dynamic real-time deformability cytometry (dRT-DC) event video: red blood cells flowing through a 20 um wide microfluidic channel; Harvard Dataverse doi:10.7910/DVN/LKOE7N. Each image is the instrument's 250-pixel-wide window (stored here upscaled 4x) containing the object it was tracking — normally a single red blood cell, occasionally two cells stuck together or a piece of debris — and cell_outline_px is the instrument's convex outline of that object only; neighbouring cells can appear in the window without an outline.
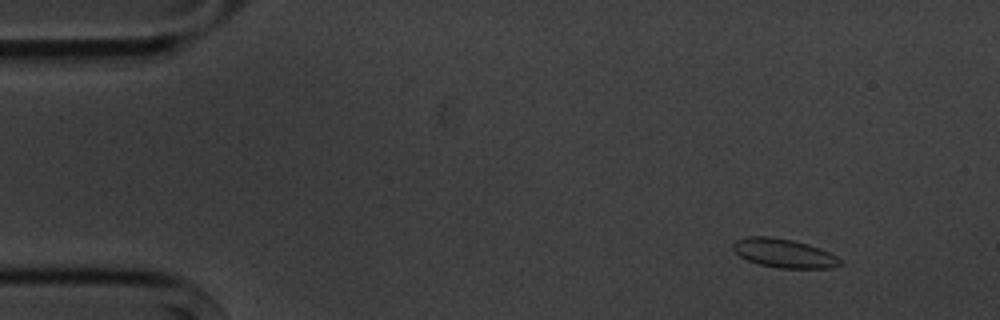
{"species": "common noctule bat (a hibernating species)", "species_latin": "Nyctalus noctula", "temperature_condition": "cold", "stored_images_in_passage": 5, "camera_frame_rate_fps": 3000, "um_per_image_px": 0.085, "animal": {"sex": "male", "body_mass_g": 20.1, "forearm_length_mm": 53.5}, "frame": {"image": 1, "passage_image": 2, "time_ms": 1.333, "image_size_px": [1000, 320], "cell_outline_px": [[844, 264], [828, 268], [776, 268], [760, 264], [748, 260], [740, 256], [732, 248], [732, 244], [736, 240], [748, 236], [772, 236], [792, 240], [808, 244], [820, 248], [836, 256]], "centroid_in_image_um": [66.62, 21.52], "position_along_channel_um": 18.4, "area_um2": 17.98}}
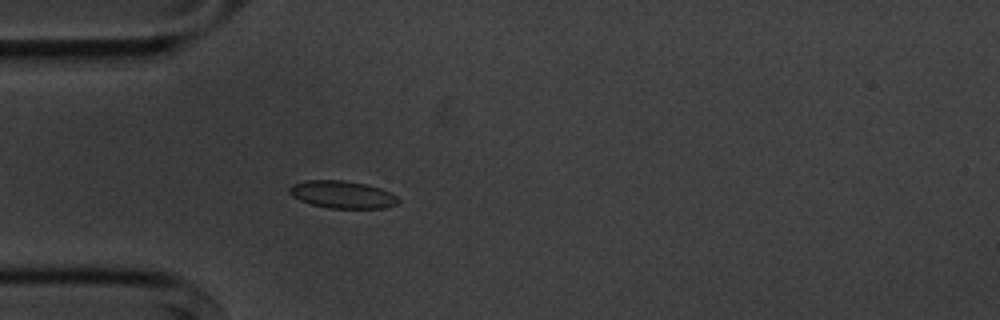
{"frame": {"image": 2, "passage_image": 5, "time_ms": 4.667, "image_size_px": [1000, 320], "cell_outline_px": [[400, 200], [396, 204], [384, 208], [328, 208], [312, 204], [300, 200], [292, 196], [288, 192], [288, 188], [292, 184], [304, 180], [340, 180], [364, 184], [380, 188], [396, 196]], "centroid_in_image_um": [29.05, 16.53], "position_along_channel_um": 55.9, "area_um2": 17.28}}